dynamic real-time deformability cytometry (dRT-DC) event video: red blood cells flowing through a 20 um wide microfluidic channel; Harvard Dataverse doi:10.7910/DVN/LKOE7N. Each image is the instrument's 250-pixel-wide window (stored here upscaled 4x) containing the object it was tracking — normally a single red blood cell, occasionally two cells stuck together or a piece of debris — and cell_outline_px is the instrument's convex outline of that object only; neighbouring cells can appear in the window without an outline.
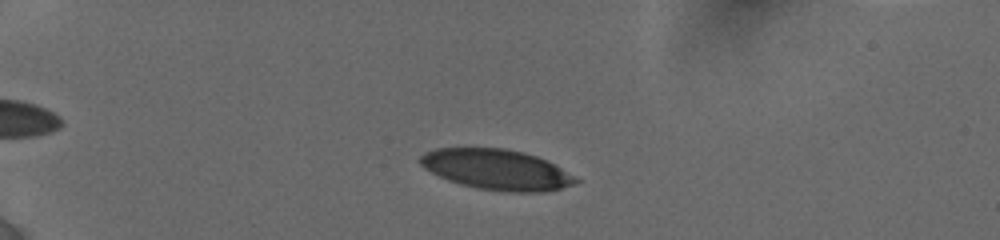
{"species": "human", "species_latin": "Homo sapiens", "temperature_condition": "cold", "stored_images_in_passage": 13, "camera_frame_rate_fps": 3000, "um_per_image_px": 0.085, "donor": {"sex": "female"}, "frame": {"image": 1, "passage_image": 3, "time_ms": 1.667, "image_size_px": [1000, 240], "cell_outline_px": [[580, 180], [572, 184], [560, 188], [544, 192], [512, 192], [480, 188], [460, 184], [448, 180], [424, 168], [416, 160], [420, 156], [436, 148], [504, 148], [524, 152], [548, 160]], "centroid_in_image_um": [42.2, 14.4], "position_along_channel_um": 42.8, "area_um2": 36.36}}
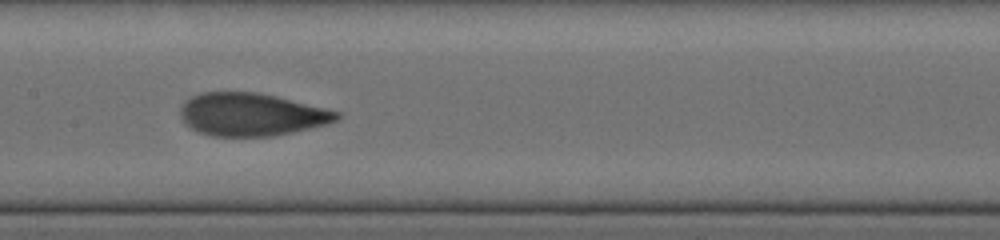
{"frame": {"image": 2, "passage_image": 9, "time_ms": 7.0, "image_size_px": [1000, 240], "cell_outline_px": [[340, 116], [336, 120], [328, 124], [292, 132], [272, 136], [212, 136], [200, 132], [192, 128], [180, 116], [180, 108], [192, 96], [200, 92], [256, 92], [276, 96], [340, 112]], "centroid_in_image_um": [21.37, 9.73], "position_along_channel_um": 186.0, "area_um2": 38.61}}
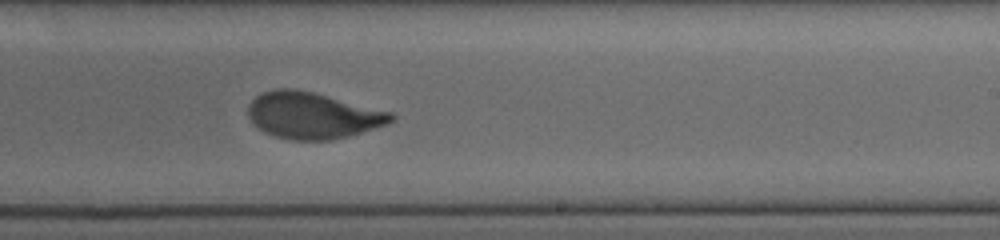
{"frame": {"image": 3, "passage_image": 12, "time_ms": 9.0, "image_size_px": [1000, 240], "cell_outline_px": [[396, 120], [388, 124], [348, 136], [328, 140], [292, 140], [276, 136], [264, 132], [248, 116], [248, 104], [260, 92], [276, 88], [296, 88], [392, 112], [396, 116]], "centroid_in_image_um": [26.58, 9.8], "position_along_channel_um": 262.4, "area_um2": 38.61}}